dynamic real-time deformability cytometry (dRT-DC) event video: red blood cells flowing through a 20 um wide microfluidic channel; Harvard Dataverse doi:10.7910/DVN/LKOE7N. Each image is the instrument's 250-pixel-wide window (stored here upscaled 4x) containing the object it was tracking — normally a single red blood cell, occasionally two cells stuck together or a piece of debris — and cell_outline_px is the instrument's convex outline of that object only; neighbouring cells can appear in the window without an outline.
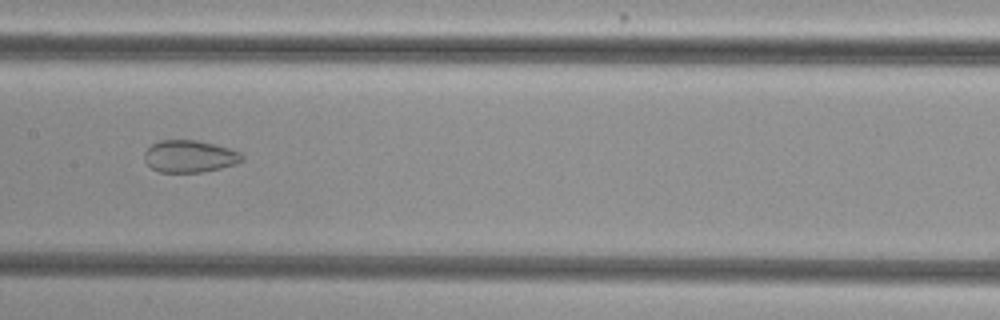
{"species": "common noctule bat (a hibernating species)", "species_latin": "Nyctalus noctula", "temperature_condition": "cold", "stored_images_in_passage": 52, "camera_frame_rate_fps": 3000, "um_per_image_px": 0.085, "animal": {"sex": "female", "body_mass_g": 29.2, "forearm_length_mm": 56.3}, "frame": {"image": 1, "passage_image": 27, "time_ms": 8.667, "image_size_px": [1000, 320], "cell_outline_px": [[244, 156], [240, 160], [232, 164], [220, 168], [200, 172], [160, 172], [152, 168], [144, 160], [144, 152], [152, 144], [160, 140], [196, 140], [228, 148], [240, 152]], "centroid_in_image_um": [16.06, 13.28], "position_along_channel_um": 191.3, "area_um2": 17.98}}
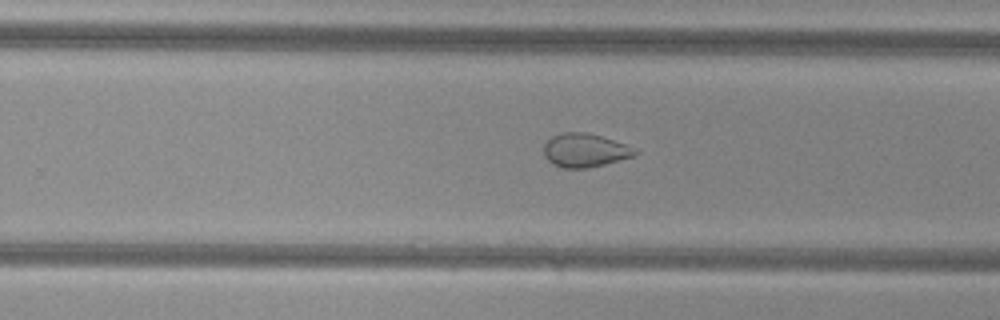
{"frame": {"image": 2, "passage_image": 34, "time_ms": 11.0, "image_size_px": [1000, 320], "cell_outline_px": [[640, 152], [636, 156], [588, 168], [564, 168], [552, 164], [544, 156], [544, 144], [552, 136], [560, 132], [588, 132], [636, 148]], "centroid_in_image_um": [49.72, 12.77], "position_along_channel_um": 280.1, "area_um2": 17.98}}
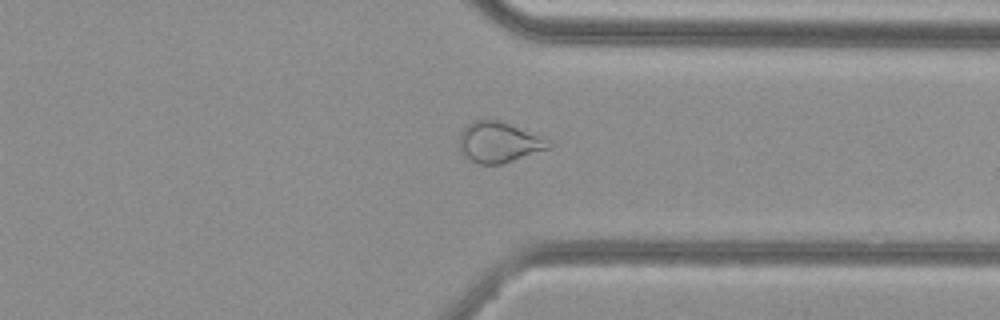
{"frame": {"image": 3, "passage_image": 41, "time_ms": 13.333, "image_size_px": [1000, 320], "cell_outline_px": [[552, 148], [500, 164], [480, 164], [464, 156], [460, 152], [460, 132], [472, 120], [484, 116], [508, 124], [552, 140]], "centroid_in_image_um": [42.4, 12.06], "position_along_channel_um": 369.0, "area_um2": 21.33}}